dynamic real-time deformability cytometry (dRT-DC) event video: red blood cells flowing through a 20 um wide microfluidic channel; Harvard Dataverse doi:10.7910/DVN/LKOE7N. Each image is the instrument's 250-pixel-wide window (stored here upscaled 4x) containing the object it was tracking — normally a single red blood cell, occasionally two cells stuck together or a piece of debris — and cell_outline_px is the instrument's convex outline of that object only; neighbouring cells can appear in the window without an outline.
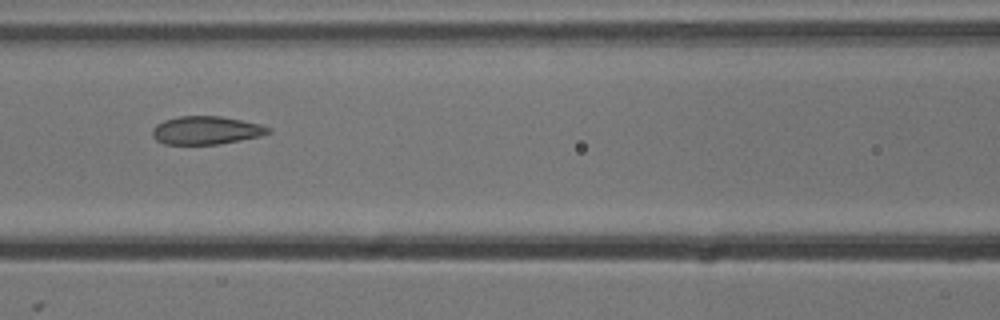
{"species": "common noctule bat (a hibernating species)", "species_latin": "Nyctalus noctula", "temperature_condition": "cold", "stored_images_in_passage": 7, "camera_frame_rate_fps": 3000, "um_per_image_px": 0.085, "animal": {"sex": "male", "body_mass_g": 13.3}, "frame": {"image": 1, "passage_image": 5, "time_ms": 1.333, "image_size_px": [1000, 320], "cell_outline_px": [[272, 132], [260, 136], [220, 144], [164, 144], [156, 140], [152, 136], [152, 128], [156, 124], [164, 120], [176, 116], [220, 116], [260, 124], [272, 128]], "centroid_in_image_um": [17.51, 11.07], "position_along_channel_um": 149.1, "area_um2": 19.13}}
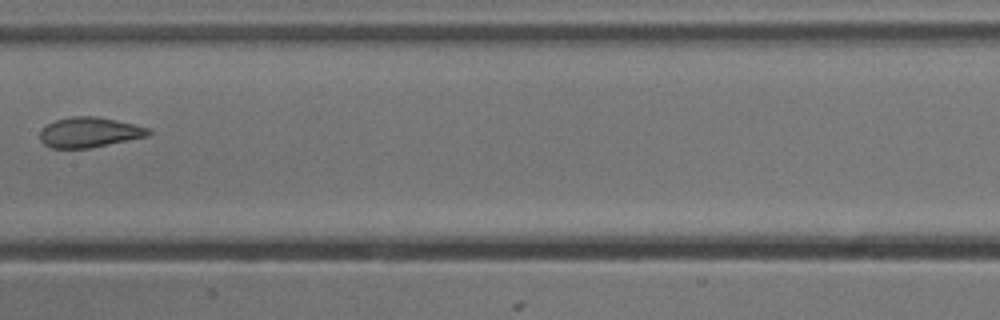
{"frame": {"image": 2, "passage_image": 6, "time_ms": 1.667, "image_size_px": [1000, 320], "cell_outline_px": [[152, 132], [148, 136], [88, 148], [52, 148], [44, 144], [40, 140], [40, 132], [48, 124], [56, 120], [72, 116], [96, 116], [116, 120], [148, 128]], "centroid_in_image_um": [7.58, 11.24], "position_along_channel_um": 199.8, "area_um2": 18.79}}
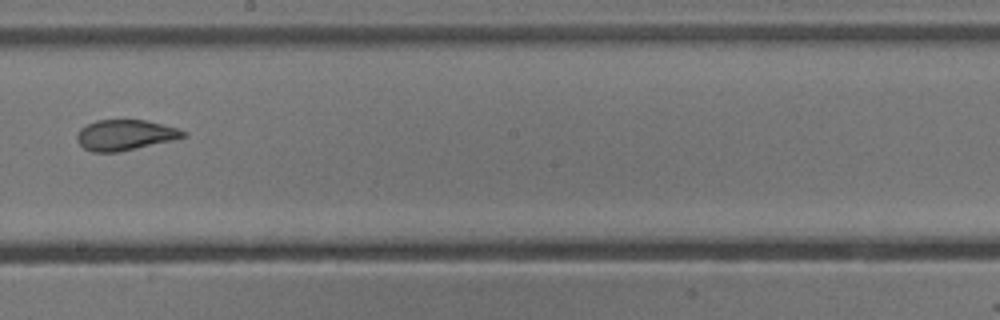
{"frame": {"image": 3, "passage_image": 7, "time_ms": 2.0, "image_size_px": [1000, 320], "cell_outline_px": [[188, 136], [172, 140], [136, 148], [116, 152], [92, 152], [84, 148], [76, 140], [76, 136], [80, 128], [96, 120], [144, 120], [176, 128], [184, 132]], "centroid_in_image_um": [10.58, 11.48], "position_along_channel_um": 237.6, "area_um2": 18.61}}